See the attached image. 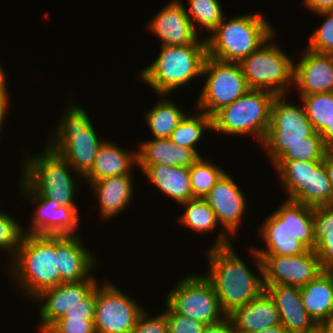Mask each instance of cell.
I'll list each match as a JSON object with an SVG mask.
<instances>
[{"instance_id": "cell-1", "label": "cell", "mask_w": 333, "mask_h": 333, "mask_svg": "<svg viewBox=\"0 0 333 333\" xmlns=\"http://www.w3.org/2000/svg\"><path fill=\"white\" fill-rule=\"evenodd\" d=\"M233 247L231 244L209 248V272L203 274L213 285L226 316L254 300L265 290L263 276H256Z\"/></svg>"}, {"instance_id": "cell-2", "label": "cell", "mask_w": 333, "mask_h": 333, "mask_svg": "<svg viewBox=\"0 0 333 333\" xmlns=\"http://www.w3.org/2000/svg\"><path fill=\"white\" fill-rule=\"evenodd\" d=\"M314 207L286 199L263 221L260 231L266 245L258 255H299L315 250Z\"/></svg>"}, {"instance_id": "cell-3", "label": "cell", "mask_w": 333, "mask_h": 333, "mask_svg": "<svg viewBox=\"0 0 333 333\" xmlns=\"http://www.w3.org/2000/svg\"><path fill=\"white\" fill-rule=\"evenodd\" d=\"M10 263L8 271L28 299L33 300L42 290L60 284L56 236L23 234Z\"/></svg>"}, {"instance_id": "cell-4", "label": "cell", "mask_w": 333, "mask_h": 333, "mask_svg": "<svg viewBox=\"0 0 333 333\" xmlns=\"http://www.w3.org/2000/svg\"><path fill=\"white\" fill-rule=\"evenodd\" d=\"M68 104L70 106H68ZM67 104L57 130L47 147L64 158L82 180L91 171L100 145L89 115L72 100Z\"/></svg>"}, {"instance_id": "cell-5", "label": "cell", "mask_w": 333, "mask_h": 333, "mask_svg": "<svg viewBox=\"0 0 333 333\" xmlns=\"http://www.w3.org/2000/svg\"><path fill=\"white\" fill-rule=\"evenodd\" d=\"M206 37L207 55L226 62L240 63L259 49L275 33L273 27L260 13L237 15L221 21Z\"/></svg>"}, {"instance_id": "cell-6", "label": "cell", "mask_w": 333, "mask_h": 333, "mask_svg": "<svg viewBox=\"0 0 333 333\" xmlns=\"http://www.w3.org/2000/svg\"><path fill=\"white\" fill-rule=\"evenodd\" d=\"M207 45H162L155 61L140 71V78L155 90L158 96H167L173 90L202 76Z\"/></svg>"}, {"instance_id": "cell-7", "label": "cell", "mask_w": 333, "mask_h": 333, "mask_svg": "<svg viewBox=\"0 0 333 333\" xmlns=\"http://www.w3.org/2000/svg\"><path fill=\"white\" fill-rule=\"evenodd\" d=\"M23 163L20 179L37 195L63 206L77 207L74 202L77 182L71 174L75 171L57 152L46 146L43 153L26 156Z\"/></svg>"}, {"instance_id": "cell-8", "label": "cell", "mask_w": 333, "mask_h": 333, "mask_svg": "<svg viewBox=\"0 0 333 333\" xmlns=\"http://www.w3.org/2000/svg\"><path fill=\"white\" fill-rule=\"evenodd\" d=\"M276 95L249 89L212 116V130L231 135H252L263 142L270 125L271 105Z\"/></svg>"}, {"instance_id": "cell-9", "label": "cell", "mask_w": 333, "mask_h": 333, "mask_svg": "<svg viewBox=\"0 0 333 333\" xmlns=\"http://www.w3.org/2000/svg\"><path fill=\"white\" fill-rule=\"evenodd\" d=\"M274 37L275 34L240 65L249 89L286 96L293 85L294 62L274 43Z\"/></svg>"}, {"instance_id": "cell-10", "label": "cell", "mask_w": 333, "mask_h": 333, "mask_svg": "<svg viewBox=\"0 0 333 333\" xmlns=\"http://www.w3.org/2000/svg\"><path fill=\"white\" fill-rule=\"evenodd\" d=\"M202 75L207 78L196 107L211 117L249 90L240 63L221 61L207 55Z\"/></svg>"}, {"instance_id": "cell-11", "label": "cell", "mask_w": 333, "mask_h": 333, "mask_svg": "<svg viewBox=\"0 0 333 333\" xmlns=\"http://www.w3.org/2000/svg\"><path fill=\"white\" fill-rule=\"evenodd\" d=\"M284 98L285 95H279L273 100L270 125L262 142L272 163L289 145L304 141V137L316 133L304 106L288 103Z\"/></svg>"}, {"instance_id": "cell-12", "label": "cell", "mask_w": 333, "mask_h": 333, "mask_svg": "<svg viewBox=\"0 0 333 333\" xmlns=\"http://www.w3.org/2000/svg\"><path fill=\"white\" fill-rule=\"evenodd\" d=\"M166 304L177 314L204 325L223 319L219 299L211 282L202 274H189L167 296Z\"/></svg>"}, {"instance_id": "cell-13", "label": "cell", "mask_w": 333, "mask_h": 333, "mask_svg": "<svg viewBox=\"0 0 333 333\" xmlns=\"http://www.w3.org/2000/svg\"><path fill=\"white\" fill-rule=\"evenodd\" d=\"M263 276V285H290L301 287L312 281L324 269L314 250L299 255H258L253 246L248 249Z\"/></svg>"}, {"instance_id": "cell-14", "label": "cell", "mask_w": 333, "mask_h": 333, "mask_svg": "<svg viewBox=\"0 0 333 333\" xmlns=\"http://www.w3.org/2000/svg\"><path fill=\"white\" fill-rule=\"evenodd\" d=\"M96 286V333H130L143 308L111 282Z\"/></svg>"}, {"instance_id": "cell-15", "label": "cell", "mask_w": 333, "mask_h": 333, "mask_svg": "<svg viewBox=\"0 0 333 333\" xmlns=\"http://www.w3.org/2000/svg\"><path fill=\"white\" fill-rule=\"evenodd\" d=\"M204 199L214 211L218 224L222 225L221 232L211 247L231 245V237L237 233L245 213V194L236 181L225 172Z\"/></svg>"}, {"instance_id": "cell-16", "label": "cell", "mask_w": 333, "mask_h": 333, "mask_svg": "<svg viewBox=\"0 0 333 333\" xmlns=\"http://www.w3.org/2000/svg\"><path fill=\"white\" fill-rule=\"evenodd\" d=\"M22 194L35 201L37 209L34 210L31 227L23 230L24 234L52 235V236H72L78 235L76 232L79 225V213L77 207L63 206L57 201L42 198L37 195L22 179L19 180ZM22 187V188H21ZM29 197V198H28ZM77 229V230H76Z\"/></svg>"}, {"instance_id": "cell-17", "label": "cell", "mask_w": 333, "mask_h": 333, "mask_svg": "<svg viewBox=\"0 0 333 333\" xmlns=\"http://www.w3.org/2000/svg\"><path fill=\"white\" fill-rule=\"evenodd\" d=\"M96 279L89 277L81 282H63L55 287L42 290L34 300L41 302L39 332L43 333L53 322L62 317L66 311L81 301L97 286Z\"/></svg>"}, {"instance_id": "cell-18", "label": "cell", "mask_w": 333, "mask_h": 333, "mask_svg": "<svg viewBox=\"0 0 333 333\" xmlns=\"http://www.w3.org/2000/svg\"><path fill=\"white\" fill-rule=\"evenodd\" d=\"M185 8L179 0H172L149 22L150 31L161 39V45H207L206 39L198 38Z\"/></svg>"}, {"instance_id": "cell-19", "label": "cell", "mask_w": 333, "mask_h": 333, "mask_svg": "<svg viewBox=\"0 0 333 333\" xmlns=\"http://www.w3.org/2000/svg\"><path fill=\"white\" fill-rule=\"evenodd\" d=\"M305 49L301 59L294 63L293 84L300 97L333 92V54Z\"/></svg>"}, {"instance_id": "cell-20", "label": "cell", "mask_w": 333, "mask_h": 333, "mask_svg": "<svg viewBox=\"0 0 333 333\" xmlns=\"http://www.w3.org/2000/svg\"><path fill=\"white\" fill-rule=\"evenodd\" d=\"M89 251L79 235L56 236L60 283L81 282L91 277L98 260Z\"/></svg>"}, {"instance_id": "cell-21", "label": "cell", "mask_w": 333, "mask_h": 333, "mask_svg": "<svg viewBox=\"0 0 333 333\" xmlns=\"http://www.w3.org/2000/svg\"><path fill=\"white\" fill-rule=\"evenodd\" d=\"M280 314L281 324L289 333H314L318 325L306 312L300 288L290 285L264 286Z\"/></svg>"}, {"instance_id": "cell-22", "label": "cell", "mask_w": 333, "mask_h": 333, "mask_svg": "<svg viewBox=\"0 0 333 333\" xmlns=\"http://www.w3.org/2000/svg\"><path fill=\"white\" fill-rule=\"evenodd\" d=\"M229 316L237 333H254L281 324L277 306L265 290Z\"/></svg>"}, {"instance_id": "cell-23", "label": "cell", "mask_w": 333, "mask_h": 333, "mask_svg": "<svg viewBox=\"0 0 333 333\" xmlns=\"http://www.w3.org/2000/svg\"><path fill=\"white\" fill-rule=\"evenodd\" d=\"M137 152V165L191 167L200 156L188 147L176 145L169 138L146 140Z\"/></svg>"}, {"instance_id": "cell-24", "label": "cell", "mask_w": 333, "mask_h": 333, "mask_svg": "<svg viewBox=\"0 0 333 333\" xmlns=\"http://www.w3.org/2000/svg\"><path fill=\"white\" fill-rule=\"evenodd\" d=\"M96 195L103 218L116 216L128 207L133 195L131 175L107 177L95 182H88Z\"/></svg>"}, {"instance_id": "cell-25", "label": "cell", "mask_w": 333, "mask_h": 333, "mask_svg": "<svg viewBox=\"0 0 333 333\" xmlns=\"http://www.w3.org/2000/svg\"><path fill=\"white\" fill-rule=\"evenodd\" d=\"M161 192L178 203L193 199L190 167L170 165H137Z\"/></svg>"}, {"instance_id": "cell-26", "label": "cell", "mask_w": 333, "mask_h": 333, "mask_svg": "<svg viewBox=\"0 0 333 333\" xmlns=\"http://www.w3.org/2000/svg\"><path fill=\"white\" fill-rule=\"evenodd\" d=\"M137 165V151L132 153L105 141L100 145L91 171L84 177L87 182H95L107 177L132 175V167Z\"/></svg>"}, {"instance_id": "cell-27", "label": "cell", "mask_w": 333, "mask_h": 333, "mask_svg": "<svg viewBox=\"0 0 333 333\" xmlns=\"http://www.w3.org/2000/svg\"><path fill=\"white\" fill-rule=\"evenodd\" d=\"M300 288L306 312L319 325L333 316V272L324 269Z\"/></svg>"}, {"instance_id": "cell-28", "label": "cell", "mask_w": 333, "mask_h": 333, "mask_svg": "<svg viewBox=\"0 0 333 333\" xmlns=\"http://www.w3.org/2000/svg\"><path fill=\"white\" fill-rule=\"evenodd\" d=\"M323 161H274L273 166L277 170L289 200H294L305 188L309 186L311 168H318ZM283 186V187H282Z\"/></svg>"}, {"instance_id": "cell-29", "label": "cell", "mask_w": 333, "mask_h": 333, "mask_svg": "<svg viewBox=\"0 0 333 333\" xmlns=\"http://www.w3.org/2000/svg\"><path fill=\"white\" fill-rule=\"evenodd\" d=\"M315 252L323 269L333 268V204L314 207Z\"/></svg>"}, {"instance_id": "cell-30", "label": "cell", "mask_w": 333, "mask_h": 333, "mask_svg": "<svg viewBox=\"0 0 333 333\" xmlns=\"http://www.w3.org/2000/svg\"><path fill=\"white\" fill-rule=\"evenodd\" d=\"M164 96L161 95L163 98L158 100V103L144 114L154 139L169 138L187 115L172 100L167 97L164 99Z\"/></svg>"}, {"instance_id": "cell-31", "label": "cell", "mask_w": 333, "mask_h": 333, "mask_svg": "<svg viewBox=\"0 0 333 333\" xmlns=\"http://www.w3.org/2000/svg\"><path fill=\"white\" fill-rule=\"evenodd\" d=\"M194 114V115H193ZM191 116L186 115L172 132L169 140L181 147H188L194 150L200 157L196 144L202 139L205 130H212V117L205 112L199 111ZM199 141V142H198Z\"/></svg>"}, {"instance_id": "cell-32", "label": "cell", "mask_w": 333, "mask_h": 333, "mask_svg": "<svg viewBox=\"0 0 333 333\" xmlns=\"http://www.w3.org/2000/svg\"><path fill=\"white\" fill-rule=\"evenodd\" d=\"M294 201L310 207L333 204V190L323 163L318 168H311L309 186Z\"/></svg>"}, {"instance_id": "cell-33", "label": "cell", "mask_w": 333, "mask_h": 333, "mask_svg": "<svg viewBox=\"0 0 333 333\" xmlns=\"http://www.w3.org/2000/svg\"><path fill=\"white\" fill-rule=\"evenodd\" d=\"M185 206V212L179 218L180 223L192 229L198 234L212 232L217 227L214 211L204 198H193L181 203Z\"/></svg>"}, {"instance_id": "cell-34", "label": "cell", "mask_w": 333, "mask_h": 333, "mask_svg": "<svg viewBox=\"0 0 333 333\" xmlns=\"http://www.w3.org/2000/svg\"><path fill=\"white\" fill-rule=\"evenodd\" d=\"M308 119L316 133H321L333 120V92L301 96Z\"/></svg>"}, {"instance_id": "cell-35", "label": "cell", "mask_w": 333, "mask_h": 333, "mask_svg": "<svg viewBox=\"0 0 333 333\" xmlns=\"http://www.w3.org/2000/svg\"><path fill=\"white\" fill-rule=\"evenodd\" d=\"M189 10H185L195 31L205 29L213 32L224 18L219 0H187ZM200 25L196 28L197 24Z\"/></svg>"}, {"instance_id": "cell-36", "label": "cell", "mask_w": 333, "mask_h": 333, "mask_svg": "<svg viewBox=\"0 0 333 333\" xmlns=\"http://www.w3.org/2000/svg\"><path fill=\"white\" fill-rule=\"evenodd\" d=\"M200 157L190 168L192 185V196L194 198H205L216 182L226 172L216 164Z\"/></svg>"}, {"instance_id": "cell-37", "label": "cell", "mask_w": 333, "mask_h": 333, "mask_svg": "<svg viewBox=\"0 0 333 333\" xmlns=\"http://www.w3.org/2000/svg\"><path fill=\"white\" fill-rule=\"evenodd\" d=\"M326 147L320 133L304 137V141L289 145L275 161H323Z\"/></svg>"}, {"instance_id": "cell-38", "label": "cell", "mask_w": 333, "mask_h": 333, "mask_svg": "<svg viewBox=\"0 0 333 333\" xmlns=\"http://www.w3.org/2000/svg\"><path fill=\"white\" fill-rule=\"evenodd\" d=\"M23 229L25 228L16 219L0 211V250L8 253L11 260L17 253L24 234Z\"/></svg>"}, {"instance_id": "cell-39", "label": "cell", "mask_w": 333, "mask_h": 333, "mask_svg": "<svg viewBox=\"0 0 333 333\" xmlns=\"http://www.w3.org/2000/svg\"><path fill=\"white\" fill-rule=\"evenodd\" d=\"M320 16L326 17L311 35L307 48L325 54H333V9L317 12Z\"/></svg>"}, {"instance_id": "cell-40", "label": "cell", "mask_w": 333, "mask_h": 333, "mask_svg": "<svg viewBox=\"0 0 333 333\" xmlns=\"http://www.w3.org/2000/svg\"><path fill=\"white\" fill-rule=\"evenodd\" d=\"M165 306L168 333H203L204 324L175 313L167 304Z\"/></svg>"}, {"instance_id": "cell-41", "label": "cell", "mask_w": 333, "mask_h": 333, "mask_svg": "<svg viewBox=\"0 0 333 333\" xmlns=\"http://www.w3.org/2000/svg\"><path fill=\"white\" fill-rule=\"evenodd\" d=\"M96 303V287L81 301L74 305L57 320H94Z\"/></svg>"}, {"instance_id": "cell-42", "label": "cell", "mask_w": 333, "mask_h": 333, "mask_svg": "<svg viewBox=\"0 0 333 333\" xmlns=\"http://www.w3.org/2000/svg\"><path fill=\"white\" fill-rule=\"evenodd\" d=\"M43 333H96L94 320H56Z\"/></svg>"}, {"instance_id": "cell-43", "label": "cell", "mask_w": 333, "mask_h": 333, "mask_svg": "<svg viewBox=\"0 0 333 333\" xmlns=\"http://www.w3.org/2000/svg\"><path fill=\"white\" fill-rule=\"evenodd\" d=\"M130 333H168L165 311L150 318L143 310Z\"/></svg>"}, {"instance_id": "cell-44", "label": "cell", "mask_w": 333, "mask_h": 333, "mask_svg": "<svg viewBox=\"0 0 333 333\" xmlns=\"http://www.w3.org/2000/svg\"><path fill=\"white\" fill-rule=\"evenodd\" d=\"M203 333H237L230 316H225L216 323L207 324Z\"/></svg>"}, {"instance_id": "cell-45", "label": "cell", "mask_w": 333, "mask_h": 333, "mask_svg": "<svg viewBox=\"0 0 333 333\" xmlns=\"http://www.w3.org/2000/svg\"><path fill=\"white\" fill-rule=\"evenodd\" d=\"M303 3L305 8L315 13L333 9V0H304Z\"/></svg>"}, {"instance_id": "cell-46", "label": "cell", "mask_w": 333, "mask_h": 333, "mask_svg": "<svg viewBox=\"0 0 333 333\" xmlns=\"http://www.w3.org/2000/svg\"><path fill=\"white\" fill-rule=\"evenodd\" d=\"M10 94L7 88H0V131L4 126V120L6 118V112L8 113V106L10 102Z\"/></svg>"}, {"instance_id": "cell-47", "label": "cell", "mask_w": 333, "mask_h": 333, "mask_svg": "<svg viewBox=\"0 0 333 333\" xmlns=\"http://www.w3.org/2000/svg\"><path fill=\"white\" fill-rule=\"evenodd\" d=\"M323 164L325 165L328 179L333 190V149H326Z\"/></svg>"}, {"instance_id": "cell-48", "label": "cell", "mask_w": 333, "mask_h": 333, "mask_svg": "<svg viewBox=\"0 0 333 333\" xmlns=\"http://www.w3.org/2000/svg\"><path fill=\"white\" fill-rule=\"evenodd\" d=\"M326 149H333V120L331 123L320 133Z\"/></svg>"}, {"instance_id": "cell-49", "label": "cell", "mask_w": 333, "mask_h": 333, "mask_svg": "<svg viewBox=\"0 0 333 333\" xmlns=\"http://www.w3.org/2000/svg\"><path fill=\"white\" fill-rule=\"evenodd\" d=\"M320 333H333V316L318 325Z\"/></svg>"}, {"instance_id": "cell-50", "label": "cell", "mask_w": 333, "mask_h": 333, "mask_svg": "<svg viewBox=\"0 0 333 333\" xmlns=\"http://www.w3.org/2000/svg\"><path fill=\"white\" fill-rule=\"evenodd\" d=\"M254 333H289L282 324L271 326Z\"/></svg>"}, {"instance_id": "cell-51", "label": "cell", "mask_w": 333, "mask_h": 333, "mask_svg": "<svg viewBox=\"0 0 333 333\" xmlns=\"http://www.w3.org/2000/svg\"><path fill=\"white\" fill-rule=\"evenodd\" d=\"M6 79V74L0 65V88H8Z\"/></svg>"}]
</instances>
